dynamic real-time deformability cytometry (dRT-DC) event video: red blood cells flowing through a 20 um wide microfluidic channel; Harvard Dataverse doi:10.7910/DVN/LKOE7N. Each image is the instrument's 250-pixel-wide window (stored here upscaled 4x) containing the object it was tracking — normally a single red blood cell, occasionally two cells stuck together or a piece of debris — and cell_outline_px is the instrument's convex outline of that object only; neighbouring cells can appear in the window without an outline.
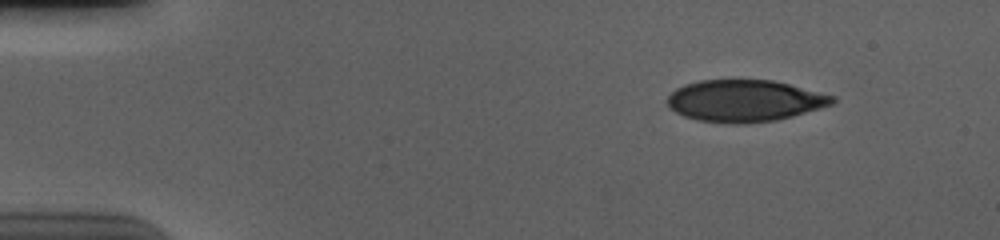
{"species": "human", "species_latin": "Homo sapiens", "temperature_condition": "cold", "stored_images_in_passage": 50, "camera_frame_rate_fps": 3000, "um_per_image_px": 0.085, "donor": {"sex": "male"}, "frame": {"image": 1, "passage_image": 1, "time_ms": 0.0, "image_size_px": [1000, 240], "cell_outline_px": [[836, 100], [832, 104], [820, 108], [792, 116], [776, 120], [744, 124], [732, 124], [696, 120], [684, 116], [676, 112], [664, 100], [676, 88], [700, 80], [772, 80], [836, 96]], "centroid_in_image_um": [63.29, 8.57], "position_along_channel_um": 21.7, "area_um2": 40.11}}
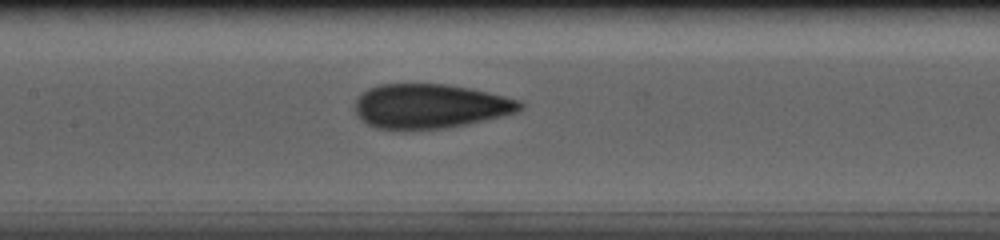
{"frame": {"image": 2, "passage_image": 21, "time_ms": 6.667, "image_size_px": [1000, 240], "cell_outline_px": [[524, 108], [516, 112], [484, 120], [444, 128], [404, 132], [400, 132], [376, 128], [360, 120], [356, 116], [356, 100], [368, 88], [380, 84], [444, 84], [468, 88], [488, 92], [520, 100], [524, 104]], "centroid_in_image_um": [36.51, 9.05], "position_along_channel_um": 170.9, "area_um2": 43.18}}
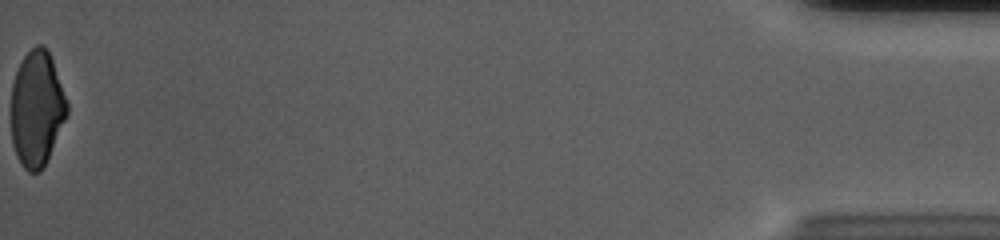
{"frame": {"image": 3, "passage_image": 50, "time_ms": 16.333, "image_size_px": [1000, 240], "cell_outline_px": [[68, 116], [40, 172], [28, 172], [20, 164], [16, 156], [12, 144], [12, 84], [16, 72], [24, 56], [36, 44], [44, 44], [48, 48], [68, 104]], "centroid_in_image_um": [3.13, 9.23], "position_along_channel_um": 432.1, "area_um2": 37.57}, "authors_computed_cell_mechanics": {"area_um2": 42.194, "velocity_mm_per_s": 3.7027, "shape_relaxation_time_tau1_ms": 5.1046, "shape_relaxation_time_tau2_ms": 1.0729, "deformation_change_tau1": 0.1564, "deformation_change_tau2": 0.0605}}